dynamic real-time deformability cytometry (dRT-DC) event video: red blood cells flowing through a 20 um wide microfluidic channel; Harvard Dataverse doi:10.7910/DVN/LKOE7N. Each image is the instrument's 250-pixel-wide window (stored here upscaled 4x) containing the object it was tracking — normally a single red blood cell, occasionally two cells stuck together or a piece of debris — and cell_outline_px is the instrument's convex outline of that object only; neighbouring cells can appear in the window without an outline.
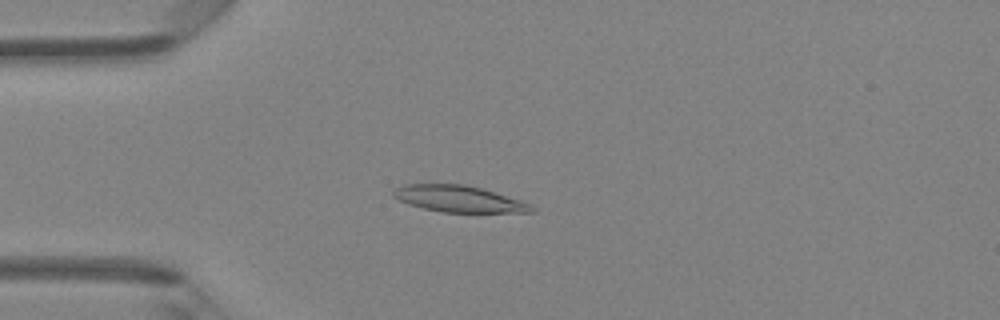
{"species": "Egyptian fruit bat (a non-hibernating species)", "species_latin": "Rousettus aegyptiacus", "temperature_condition": "room temperature", "stored_images_in_passage": 48, "camera_frame_rate_fps": 3000, "um_per_image_px": 0.085, "animal": {"sex": "female"}, "frame": {"image": 1, "passage_image": 13, "time_ms": 4.0, "image_size_px": [1000, 320], "cell_outline_px": [[536, 212], [440, 212], [408, 204], [392, 196], [392, 192], [396, 188], [404, 184], [464, 184], [480, 188], [520, 200], [532, 204], [536, 208]], "centroid_in_image_um": [39.01, 16.91], "position_along_channel_um": 46.0, "area_um2": 21.21}}
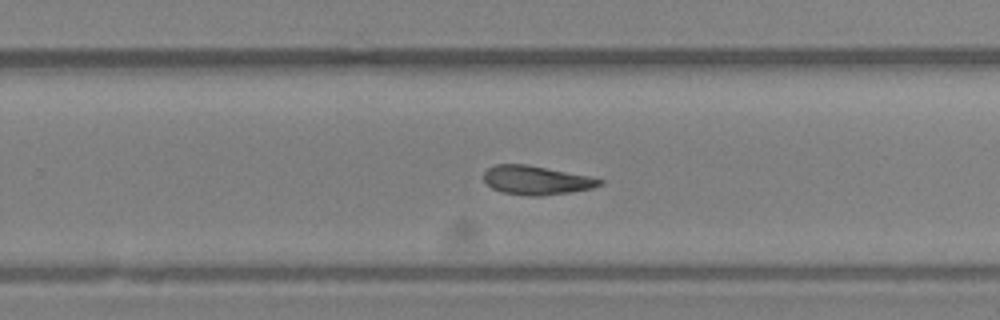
{"frame": {"image": 2, "passage_image": 31, "time_ms": 10.0, "image_size_px": [1000, 320], "cell_outline_px": [[604, 184], [592, 188], [568, 192], [540, 196], [528, 196], [500, 192], [492, 188], [484, 180], [484, 172], [488, 168], [496, 164], [528, 164], [588, 176], [604, 180]], "centroid_in_image_um": [45.57, 15.32], "position_along_channel_um": 284.2, "area_um2": 19.48}}
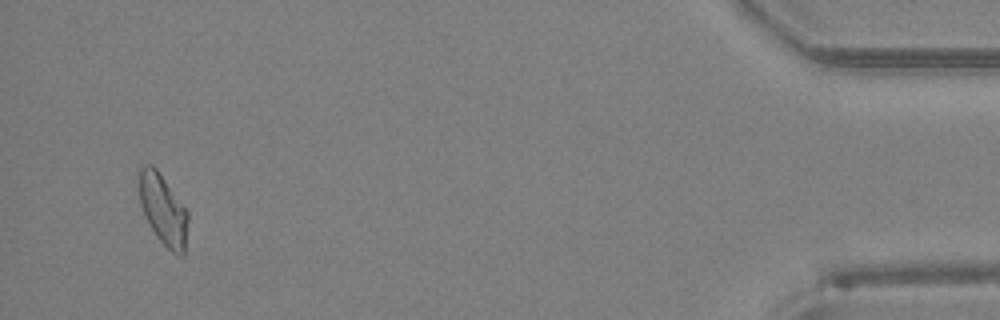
{"frame": {"image": 3, "passage_image": 46, "time_ms": 15.0, "image_size_px": [1000, 320], "cell_outline_px": [[188, 220], [184, 256], [180, 256], [172, 252], [156, 236], [140, 204], [136, 180], [136, 172], [144, 164], [152, 164], [156, 168], [188, 212]], "centroid_in_image_um": [13.82, 17.76], "position_along_channel_um": 421.4, "area_um2": 20.23}, "authors_computed_cell_mechanics": {"area_um2": 20.4034, "velocity_mm_per_s": 4.2817, "shape_relaxation_time_tau1_ms": null, "shape_relaxation_time_tau2_ms": 2.449, "deformation_change_tau1": null, "deformation_change_tau2": 0.1084}}